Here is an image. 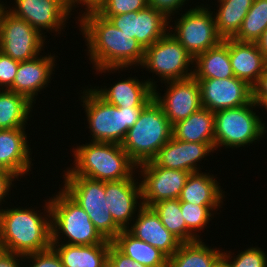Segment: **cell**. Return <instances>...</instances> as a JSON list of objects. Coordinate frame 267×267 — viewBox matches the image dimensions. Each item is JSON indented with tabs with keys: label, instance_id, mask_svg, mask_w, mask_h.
<instances>
[{
	"label": "cell",
	"instance_id": "f546056e",
	"mask_svg": "<svg viewBox=\"0 0 267 267\" xmlns=\"http://www.w3.org/2000/svg\"><path fill=\"white\" fill-rule=\"evenodd\" d=\"M217 12H214L215 26L222 39L233 38L239 31L242 21L254 0H217Z\"/></svg>",
	"mask_w": 267,
	"mask_h": 267
},
{
	"label": "cell",
	"instance_id": "30bf717a",
	"mask_svg": "<svg viewBox=\"0 0 267 267\" xmlns=\"http://www.w3.org/2000/svg\"><path fill=\"white\" fill-rule=\"evenodd\" d=\"M193 63L194 58L168 31L145 49L144 60L140 67L155 73L163 83V81L184 80L193 77V66H190Z\"/></svg>",
	"mask_w": 267,
	"mask_h": 267
},
{
	"label": "cell",
	"instance_id": "74e56055",
	"mask_svg": "<svg viewBox=\"0 0 267 267\" xmlns=\"http://www.w3.org/2000/svg\"><path fill=\"white\" fill-rule=\"evenodd\" d=\"M19 63L0 51V90H8L12 86Z\"/></svg>",
	"mask_w": 267,
	"mask_h": 267
},
{
	"label": "cell",
	"instance_id": "484cf974",
	"mask_svg": "<svg viewBox=\"0 0 267 267\" xmlns=\"http://www.w3.org/2000/svg\"><path fill=\"white\" fill-rule=\"evenodd\" d=\"M195 65V66H194ZM195 79H225L235 77L230 64L229 47L221 41L216 47L194 58Z\"/></svg>",
	"mask_w": 267,
	"mask_h": 267
},
{
	"label": "cell",
	"instance_id": "44dd1931",
	"mask_svg": "<svg viewBox=\"0 0 267 267\" xmlns=\"http://www.w3.org/2000/svg\"><path fill=\"white\" fill-rule=\"evenodd\" d=\"M126 79L119 80L108 88L104 86L99 89L95 86L93 90L107 103L116 107L144 108L154 98L156 82L151 78L144 81L136 77Z\"/></svg>",
	"mask_w": 267,
	"mask_h": 267
},
{
	"label": "cell",
	"instance_id": "8992f818",
	"mask_svg": "<svg viewBox=\"0 0 267 267\" xmlns=\"http://www.w3.org/2000/svg\"><path fill=\"white\" fill-rule=\"evenodd\" d=\"M81 95L89 124L91 141L121 144L130 127L139 119L143 108L116 107L107 103L92 88Z\"/></svg>",
	"mask_w": 267,
	"mask_h": 267
},
{
	"label": "cell",
	"instance_id": "e0dca14e",
	"mask_svg": "<svg viewBox=\"0 0 267 267\" xmlns=\"http://www.w3.org/2000/svg\"><path fill=\"white\" fill-rule=\"evenodd\" d=\"M214 151V143L186 142L172 136L151 161L159 167L195 173L201 169L197 163Z\"/></svg>",
	"mask_w": 267,
	"mask_h": 267
},
{
	"label": "cell",
	"instance_id": "52a82bcc",
	"mask_svg": "<svg viewBox=\"0 0 267 267\" xmlns=\"http://www.w3.org/2000/svg\"><path fill=\"white\" fill-rule=\"evenodd\" d=\"M258 106L254 101L237 108L214 112V144L235 149L245 147L263 138L267 127L253 111ZM263 135V136H262ZM257 140V141H256Z\"/></svg>",
	"mask_w": 267,
	"mask_h": 267
},
{
	"label": "cell",
	"instance_id": "3957f363",
	"mask_svg": "<svg viewBox=\"0 0 267 267\" xmlns=\"http://www.w3.org/2000/svg\"><path fill=\"white\" fill-rule=\"evenodd\" d=\"M74 166L62 176H82L104 182L135 179L137 165L121 144L93 142L73 148Z\"/></svg>",
	"mask_w": 267,
	"mask_h": 267
},
{
	"label": "cell",
	"instance_id": "d6986e66",
	"mask_svg": "<svg viewBox=\"0 0 267 267\" xmlns=\"http://www.w3.org/2000/svg\"><path fill=\"white\" fill-rule=\"evenodd\" d=\"M40 56V57H39ZM55 55H38L37 57L19 63L15 79L9 91L23 95L31 103H36L38 92L48 87L55 68Z\"/></svg>",
	"mask_w": 267,
	"mask_h": 267
},
{
	"label": "cell",
	"instance_id": "6da1fadb",
	"mask_svg": "<svg viewBox=\"0 0 267 267\" xmlns=\"http://www.w3.org/2000/svg\"><path fill=\"white\" fill-rule=\"evenodd\" d=\"M87 43V56L98 73L141 66L145 49L98 12L83 15L78 22Z\"/></svg>",
	"mask_w": 267,
	"mask_h": 267
},
{
	"label": "cell",
	"instance_id": "5b68a950",
	"mask_svg": "<svg viewBox=\"0 0 267 267\" xmlns=\"http://www.w3.org/2000/svg\"><path fill=\"white\" fill-rule=\"evenodd\" d=\"M49 199L52 243H59V241L71 245L112 243L99 233L84 209L63 189ZM63 236L65 242L61 239Z\"/></svg>",
	"mask_w": 267,
	"mask_h": 267
},
{
	"label": "cell",
	"instance_id": "ba28073f",
	"mask_svg": "<svg viewBox=\"0 0 267 267\" xmlns=\"http://www.w3.org/2000/svg\"><path fill=\"white\" fill-rule=\"evenodd\" d=\"M63 190L88 214L95 228L109 241L122 229L115 223L105 199V182L82 176H64Z\"/></svg>",
	"mask_w": 267,
	"mask_h": 267
},
{
	"label": "cell",
	"instance_id": "cb8c5ba5",
	"mask_svg": "<svg viewBox=\"0 0 267 267\" xmlns=\"http://www.w3.org/2000/svg\"><path fill=\"white\" fill-rule=\"evenodd\" d=\"M111 243L71 245L52 243L64 267H108Z\"/></svg>",
	"mask_w": 267,
	"mask_h": 267
},
{
	"label": "cell",
	"instance_id": "603a6c76",
	"mask_svg": "<svg viewBox=\"0 0 267 267\" xmlns=\"http://www.w3.org/2000/svg\"><path fill=\"white\" fill-rule=\"evenodd\" d=\"M229 47L234 76L253 87L267 67V60L256 42H240L233 38L222 40Z\"/></svg>",
	"mask_w": 267,
	"mask_h": 267
},
{
	"label": "cell",
	"instance_id": "83f0119b",
	"mask_svg": "<svg viewBox=\"0 0 267 267\" xmlns=\"http://www.w3.org/2000/svg\"><path fill=\"white\" fill-rule=\"evenodd\" d=\"M112 244L131 260L147 267H167L168 257L158 248L122 230Z\"/></svg>",
	"mask_w": 267,
	"mask_h": 267
},
{
	"label": "cell",
	"instance_id": "1f68e13d",
	"mask_svg": "<svg viewBox=\"0 0 267 267\" xmlns=\"http://www.w3.org/2000/svg\"><path fill=\"white\" fill-rule=\"evenodd\" d=\"M151 208L160 217L164 227L182 243L198 240L186 227L179 199L162 200L153 204Z\"/></svg>",
	"mask_w": 267,
	"mask_h": 267
},
{
	"label": "cell",
	"instance_id": "7bdbcfd3",
	"mask_svg": "<svg viewBox=\"0 0 267 267\" xmlns=\"http://www.w3.org/2000/svg\"><path fill=\"white\" fill-rule=\"evenodd\" d=\"M16 179H18L16 175L0 167V206L4 204L5 197H9L8 193L11 191V186H14L12 182L16 181Z\"/></svg>",
	"mask_w": 267,
	"mask_h": 267
},
{
	"label": "cell",
	"instance_id": "bcb514c9",
	"mask_svg": "<svg viewBox=\"0 0 267 267\" xmlns=\"http://www.w3.org/2000/svg\"><path fill=\"white\" fill-rule=\"evenodd\" d=\"M212 267H229L228 260L221 255L213 264Z\"/></svg>",
	"mask_w": 267,
	"mask_h": 267
},
{
	"label": "cell",
	"instance_id": "7c38bea8",
	"mask_svg": "<svg viewBox=\"0 0 267 267\" xmlns=\"http://www.w3.org/2000/svg\"><path fill=\"white\" fill-rule=\"evenodd\" d=\"M140 167V168H139ZM140 181L143 206L169 199H179L181 191L191 172L174 170L156 166L152 161L137 166ZM141 169V170H140Z\"/></svg>",
	"mask_w": 267,
	"mask_h": 267
},
{
	"label": "cell",
	"instance_id": "7402d4cb",
	"mask_svg": "<svg viewBox=\"0 0 267 267\" xmlns=\"http://www.w3.org/2000/svg\"><path fill=\"white\" fill-rule=\"evenodd\" d=\"M25 129L0 130V167L18 178L20 176V179L30 173L33 165Z\"/></svg>",
	"mask_w": 267,
	"mask_h": 267
},
{
	"label": "cell",
	"instance_id": "9a60e30c",
	"mask_svg": "<svg viewBox=\"0 0 267 267\" xmlns=\"http://www.w3.org/2000/svg\"><path fill=\"white\" fill-rule=\"evenodd\" d=\"M163 83L168 86L164 95L161 96L156 86L154 99L160 104L172 126L202 108L200 87L194 77Z\"/></svg>",
	"mask_w": 267,
	"mask_h": 267
},
{
	"label": "cell",
	"instance_id": "7dc6e473",
	"mask_svg": "<svg viewBox=\"0 0 267 267\" xmlns=\"http://www.w3.org/2000/svg\"><path fill=\"white\" fill-rule=\"evenodd\" d=\"M0 2H1V0H0ZM5 7H6V6L1 2V3H0V14H1L2 10H3Z\"/></svg>",
	"mask_w": 267,
	"mask_h": 267
},
{
	"label": "cell",
	"instance_id": "5bb4252c",
	"mask_svg": "<svg viewBox=\"0 0 267 267\" xmlns=\"http://www.w3.org/2000/svg\"><path fill=\"white\" fill-rule=\"evenodd\" d=\"M200 87L201 105L212 112L237 108L253 101V89L237 77L196 79Z\"/></svg>",
	"mask_w": 267,
	"mask_h": 267
},
{
	"label": "cell",
	"instance_id": "b9f144b4",
	"mask_svg": "<svg viewBox=\"0 0 267 267\" xmlns=\"http://www.w3.org/2000/svg\"><path fill=\"white\" fill-rule=\"evenodd\" d=\"M106 0H66V4L68 7L69 13L72 12V10H75L76 6L81 4L82 6H85V12L83 14L78 15V20L86 14L99 12V10L105 5Z\"/></svg>",
	"mask_w": 267,
	"mask_h": 267
},
{
	"label": "cell",
	"instance_id": "d590c367",
	"mask_svg": "<svg viewBox=\"0 0 267 267\" xmlns=\"http://www.w3.org/2000/svg\"><path fill=\"white\" fill-rule=\"evenodd\" d=\"M148 6V0H106L99 14L108 19L110 16L140 11Z\"/></svg>",
	"mask_w": 267,
	"mask_h": 267
},
{
	"label": "cell",
	"instance_id": "f6af8a7d",
	"mask_svg": "<svg viewBox=\"0 0 267 267\" xmlns=\"http://www.w3.org/2000/svg\"><path fill=\"white\" fill-rule=\"evenodd\" d=\"M259 50L262 52L263 56L267 60V27L262 33L261 37L256 41Z\"/></svg>",
	"mask_w": 267,
	"mask_h": 267
},
{
	"label": "cell",
	"instance_id": "4316f807",
	"mask_svg": "<svg viewBox=\"0 0 267 267\" xmlns=\"http://www.w3.org/2000/svg\"><path fill=\"white\" fill-rule=\"evenodd\" d=\"M172 136L193 143H214V112L201 108L173 125Z\"/></svg>",
	"mask_w": 267,
	"mask_h": 267
},
{
	"label": "cell",
	"instance_id": "ffe728a7",
	"mask_svg": "<svg viewBox=\"0 0 267 267\" xmlns=\"http://www.w3.org/2000/svg\"><path fill=\"white\" fill-rule=\"evenodd\" d=\"M135 218L126 229L131 235L158 248L168 258L179 249L182 242L164 227L151 207L142 206Z\"/></svg>",
	"mask_w": 267,
	"mask_h": 267
},
{
	"label": "cell",
	"instance_id": "d4e9b609",
	"mask_svg": "<svg viewBox=\"0 0 267 267\" xmlns=\"http://www.w3.org/2000/svg\"><path fill=\"white\" fill-rule=\"evenodd\" d=\"M209 173H191L179 196L180 202L196 205H222L224 192L217 179Z\"/></svg>",
	"mask_w": 267,
	"mask_h": 267
},
{
	"label": "cell",
	"instance_id": "f1b7e54d",
	"mask_svg": "<svg viewBox=\"0 0 267 267\" xmlns=\"http://www.w3.org/2000/svg\"><path fill=\"white\" fill-rule=\"evenodd\" d=\"M202 239L182 243L179 249L168 258L167 267H212L222 255V251L206 246Z\"/></svg>",
	"mask_w": 267,
	"mask_h": 267
},
{
	"label": "cell",
	"instance_id": "9c48e42d",
	"mask_svg": "<svg viewBox=\"0 0 267 267\" xmlns=\"http://www.w3.org/2000/svg\"><path fill=\"white\" fill-rule=\"evenodd\" d=\"M201 5L181 13V17L174 21V27L169 24V32L193 58L223 40L217 33L213 11L208 4Z\"/></svg>",
	"mask_w": 267,
	"mask_h": 267
},
{
	"label": "cell",
	"instance_id": "e575fe53",
	"mask_svg": "<svg viewBox=\"0 0 267 267\" xmlns=\"http://www.w3.org/2000/svg\"><path fill=\"white\" fill-rule=\"evenodd\" d=\"M230 254L231 251H224L222 253L228 260L229 267H267V254L258 246L248 247V249L241 251L233 258Z\"/></svg>",
	"mask_w": 267,
	"mask_h": 267
},
{
	"label": "cell",
	"instance_id": "ee69618b",
	"mask_svg": "<svg viewBox=\"0 0 267 267\" xmlns=\"http://www.w3.org/2000/svg\"><path fill=\"white\" fill-rule=\"evenodd\" d=\"M21 261H26L24 255L0 248V267H21Z\"/></svg>",
	"mask_w": 267,
	"mask_h": 267
},
{
	"label": "cell",
	"instance_id": "836d02e7",
	"mask_svg": "<svg viewBox=\"0 0 267 267\" xmlns=\"http://www.w3.org/2000/svg\"><path fill=\"white\" fill-rule=\"evenodd\" d=\"M220 208H222L221 205H196L190 202H181V212L186 227L197 239L201 238L198 235L199 231L201 233V230L206 228L211 218H213V212Z\"/></svg>",
	"mask_w": 267,
	"mask_h": 267
},
{
	"label": "cell",
	"instance_id": "7a4b0ae2",
	"mask_svg": "<svg viewBox=\"0 0 267 267\" xmlns=\"http://www.w3.org/2000/svg\"><path fill=\"white\" fill-rule=\"evenodd\" d=\"M45 203L44 214L30 207L0 208V248L21 255L50 248L52 242L49 199Z\"/></svg>",
	"mask_w": 267,
	"mask_h": 267
},
{
	"label": "cell",
	"instance_id": "277c9868",
	"mask_svg": "<svg viewBox=\"0 0 267 267\" xmlns=\"http://www.w3.org/2000/svg\"><path fill=\"white\" fill-rule=\"evenodd\" d=\"M173 126L160 104L153 98L141 111L121 143L124 151L138 166L151 161L172 138Z\"/></svg>",
	"mask_w": 267,
	"mask_h": 267
},
{
	"label": "cell",
	"instance_id": "2e32d148",
	"mask_svg": "<svg viewBox=\"0 0 267 267\" xmlns=\"http://www.w3.org/2000/svg\"><path fill=\"white\" fill-rule=\"evenodd\" d=\"M14 1L15 7L8 8V11L17 18L27 21L41 34H45L44 30L61 34V30L66 27V20L72 15L68 11L66 0Z\"/></svg>",
	"mask_w": 267,
	"mask_h": 267
},
{
	"label": "cell",
	"instance_id": "ab89813d",
	"mask_svg": "<svg viewBox=\"0 0 267 267\" xmlns=\"http://www.w3.org/2000/svg\"><path fill=\"white\" fill-rule=\"evenodd\" d=\"M108 267H147L131 260L121 253L112 243L108 254Z\"/></svg>",
	"mask_w": 267,
	"mask_h": 267
},
{
	"label": "cell",
	"instance_id": "4dcf8cb0",
	"mask_svg": "<svg viewBox=\"0 0 267 267\" xmlns=\"http://www.w3.org/2000/svg\"><path fill=\"white\" fill-rule=\"evenodd\" d=\"M33 105L23 95L0 90V130L25 128Z\"/></svg>",
	"mask_w": 267,
	"mask_h": 267
},
{
	"label": "cell",
	"instance_id": "f35d334b",
	"mask_svg": "<svg viewBox=\"0 0 267 267\" xmlns=\"http://www.w3.org/2000/svg\"><path fill=\"white\" fill-rule=\"evenodd\" d=\"M189 0H148V5L155 7L163 12L169 18V24L172 20L171 15L178 13L182 6ZM171 18V19H170Z\"/></svg>",
	"mask_w": 267,
	"mask_h": 267
},
{
	"label": "cell",
	"instance_id": "8d00e7d4",
	"mask_svg": "<svg viewBox=\"0 0 267 267\" xmlns=\"http://www.w3.org/2000/svg\"><path fill=\"white\" fill-rule=\"evenodd\" d=\"M24 258L28 259V263H32L29 267H64L60 256L52 246L44 251L24 255ZM25 267H28L27 264Z\"/></svg>",
	"mask_w": 267,
	"mask_h": 267
},
{
	"label": "cell",
	"instance_id": "4fadbf2b",
	"mask_svg": "<svg viewBox=\"0 0 267 267\" xmlns=\"http://www.w3.org/2000/svg\"><path fill=\"white\" fill-rule=\"evenodd\" d=\"M116 28L136 39L146 49L169 31V18L155 7L108 18Z\"/></svg>",
	"mask_w": 267,
	"mask_h": 267
},
{
	"label": "cell",
	"instance_id": "ac0fdd59",
	"mask_svg": "<svg viewBox=\"0 0 267 267\" xmlns=\"http://www.w3.org/2000/svg\"><path fill=\"white\" fill-rule=\"evenodd\" d=\"M136 180L138 179L105 182V199L109 211L122 230L129 227L136 211L143 206L142 200H138L142 199L141 185Z\"/></svg>",
	"mask_w": 267,
	"mask_h": 267
},
{
	"label": "cell",
	"instance_id": "60d3db41",
	"mask_svg": "<svg viewBox=\"0 0 267 267\" xmlns=\"http://www.w3.org/2000/svg\"><path fill=\"white\" fill-rule=\"evenodd\" d=\"M252 89L253 101L259 108H265L267 106V67L260 75L258 82L252 87Z\"/></svg>",
	"mask_w": 267,
	"mask_h": 267
},
{
	"label": "cell",
	"instance_id": "8fae6325",
	"mask_svg": "<svg viewBox=\"0 0 267 267\" xmlns=\"http://www.w3.org/2000/svg\"><path fill=\"white\" fill-rule=\"evenodd\" d=\"M5 7L0 14V51L13 60H31L44 49L45 36Z\"/></svg>",
	"mask_w": 267,
	"mask_h": 267
},
{
	"label": "cell",
	"instance_id": "d6a6232c",
	"mask_svg": "<svg viewBox=\"0 0 267 267\" xmlns=\"http://www.w3.org/2000/svg\"><path fill=\"white\" fill-rule=\"evenodd\" d=\"M267 27V0H254L233 39L240 42H256Z\"/></svg>",
	"mask_w": 267,
	"mask_h": 267
}]
</instances>
